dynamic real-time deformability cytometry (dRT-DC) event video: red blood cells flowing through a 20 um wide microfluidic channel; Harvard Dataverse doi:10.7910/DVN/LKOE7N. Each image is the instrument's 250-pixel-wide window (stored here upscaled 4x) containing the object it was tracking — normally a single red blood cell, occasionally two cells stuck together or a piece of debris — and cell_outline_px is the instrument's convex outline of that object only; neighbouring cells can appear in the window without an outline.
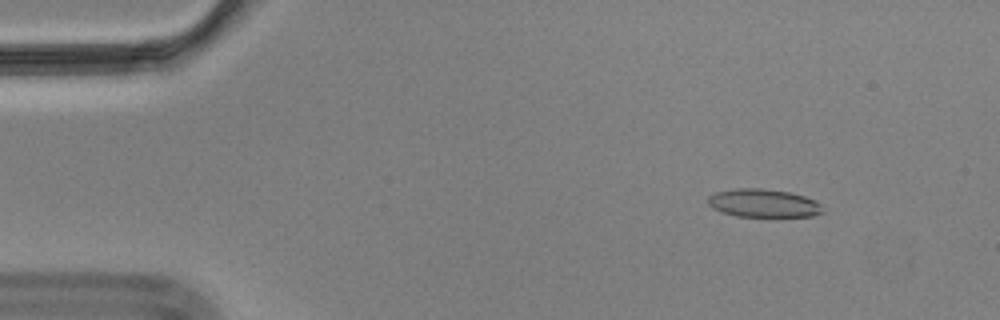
{"species": "Egyptian fruit bat (a non-hibernating species)", "species_latin": "Rousettus aegyptiacus", "temperature_condition": "cold", "stored_images_in_passage": 57, "camera_frame_rate_fps": 3000, "um_per_image_px": 0.085, "animal": {"sex": "male"}, "frame": {"image": 1, "passage_image": 7, "time_ms": 2.0, "image_size_px": [1000, 320], "cell_outline_px": [[824, 212], [812, 216], [736, 216], [712, 208], [708, 204], [708, 196], [716, 192], [736, 188], [760, 188], [788, 192], [804, 196], [816, 200], [820, 204]], "centroid_in_image_um": [64.89, 17.26], "position_along_channel_um": 20.1, "area_um2": 18.73}}
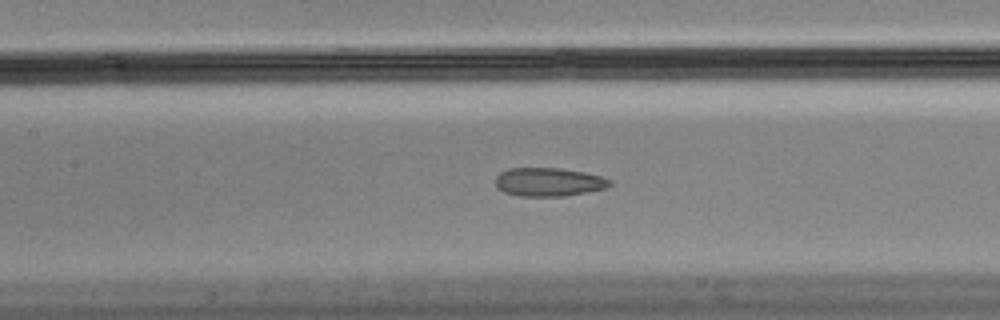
{"frame": {"image": 2, "passage_image": 26, "time_ms": 8.333, "image_size_px": [1000, 320], "cell_outline_px": [[612, 184], [604, 188], [588, 192], [564, 196], [516, 196], [504, 192], [496, 188], [496, 176], [500, 172], [508, 168], [560, 168], [584, 172], [600, 176], [612, 180]], "centroid_in_image_um": [46.61, 15.47], "position_along_channel_um": 160.8, "area_um2": 19.13}}
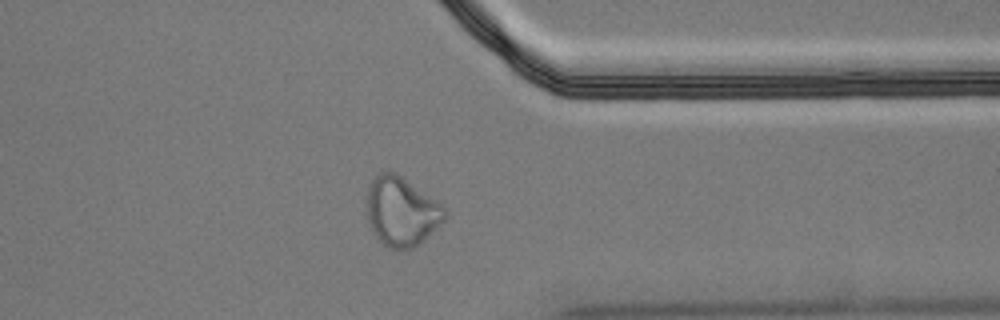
{"frame": {"image": 3, "passage_image": 45, "time_ms": 14.667, "image_size_px": [1000, 320], "cell_outline_px": [[448, 216], [424, 240], [412, 248], [388, 248], [376, 236], [368, 220], [364, 208], [368, 184], [372, 176], [380, 172], [396, 172], [436, 200], [448, 212]], "centroid_in_image_um": [34.08, 17.94], "position_along_channel_um": 377.3, "area_um2": 31.62}, "authors_computed_cell_mechanics": {"area_um2": 19.9988, "velocity_mm_per_s": 3.5096, "shape_relaxation_time_tau1_ms": null, "shape_relaxation_time_tau2_ms": 2.467, "deformation_change_tau1": null, "deformation_change_tau2": 0.0916}}